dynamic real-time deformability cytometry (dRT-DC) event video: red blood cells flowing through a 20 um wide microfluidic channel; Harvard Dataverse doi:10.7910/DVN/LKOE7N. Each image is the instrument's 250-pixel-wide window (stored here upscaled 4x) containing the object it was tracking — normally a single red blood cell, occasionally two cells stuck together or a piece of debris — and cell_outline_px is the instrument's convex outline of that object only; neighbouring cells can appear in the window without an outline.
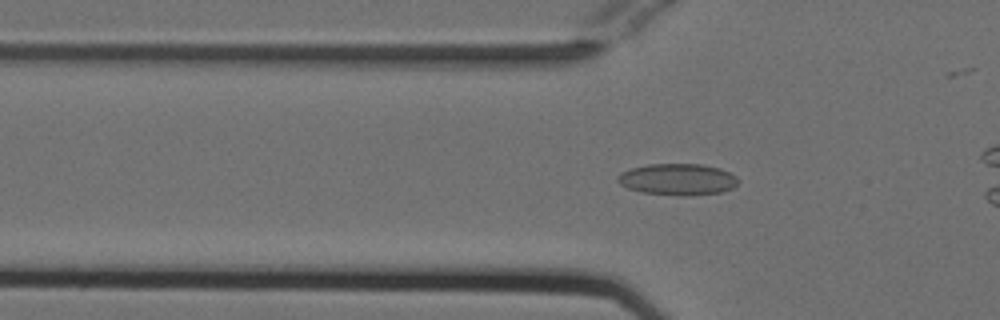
{"species": "Egyptian fruit bat (a non-hibernating species)", "species_latin": "Rousettus aegyptiacus", "temperature_condition": "cold", "stored_images_in_passage": 31, "camera_frame_rate_fps": 3000, "um_per_image_px": 0.085, "animal": {"sex": "female"}, "frame": {"image": 1, "passage_image": 2, "time_ms": 0.333, "image_size_px": [1000, 320], "cell_outline_px": [[736, 184], [732, 188], [720, 192], [688, 196], [680, 196], [644, 192], [628, 188], [620, 184], [616, 180], [616, 176], [620, 172], [632, 168], [648, 164], [700, 164], [720, 168], [736, 176]], "centroid_in_image_um": [57.56, 15.24], "position_along_channel_um": 68.2, "area_um2": 22.02}}
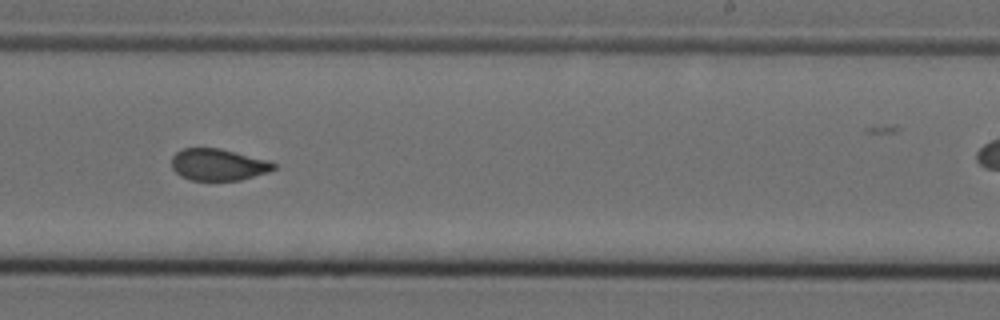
{"frame": {"image": 2, "passage_image": 18, "time_ms": 5.667, "image_size_px": [1000, 320], "cell_outline_px": [[276, 168], [268, 172], [240, 180], [192, 180], [180, 176], [172, 168], [172, 156], [176, 152], [184, 148], [220, 148], [272, 160], [276, 164]], "centroid_in_image_um": [18.59, 13.98], "position_along_channel_um": 270.4, "area_um2": 19.07}}
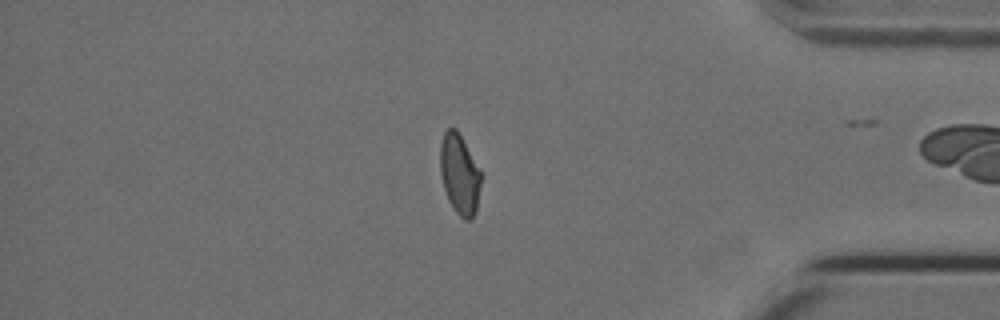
{"frame": {"image": 3, "passage_image": 30, "time_ms": 9.667, "image_size_px": [1000, 320], "cell_outline_px": [[480, 184], [476, 212], [472, 220], [464, 220], [452, 208], [448, 200], [440, 176], [440, 144], [444, 132], [448, 128], [456, 128], [480, 168]], "centroid_in_image_um": [39.05, 14.82], "position_along_channel_um": 396.2, "area_um2": 19.19}}